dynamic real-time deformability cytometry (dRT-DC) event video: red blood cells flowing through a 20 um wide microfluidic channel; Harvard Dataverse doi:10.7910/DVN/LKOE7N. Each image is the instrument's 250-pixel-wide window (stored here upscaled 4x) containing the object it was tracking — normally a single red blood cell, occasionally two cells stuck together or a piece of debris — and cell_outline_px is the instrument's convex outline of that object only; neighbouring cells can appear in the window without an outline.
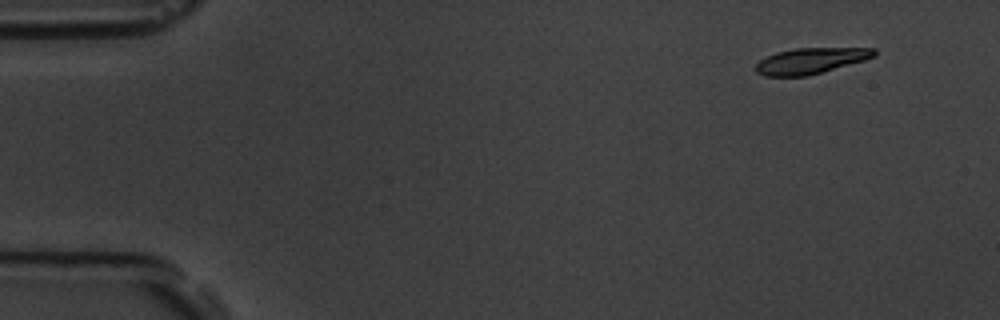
{"species": "common noctule bat (a hibernating species)", "species_latin": "Nyctalus noctula", "temperature_condition": "room temperature", "stored_images_in_passage": 6, "camera_frame_rate_fps": 3000, "um_per_image_px": 0.085, "animal": {"sex": "male", "body_mass_g": 19.5, "forearm_length_mm": 54.6}, "frame": {"image": 1, "passage_image": 1, "time_ms": 0.0, "image_size_px": [1000, 320], "cell_outline_px": [[876, 56], [864, 60], [808, 76], [764, 76], [756, 72], [756, 64], [760, 60], [776, 52], [796, 48], [876, 48]], "centroid_in_image_um": [68.91, 5.17], "position_along_channel_um": 16.1, "area_um2": 17.74}}
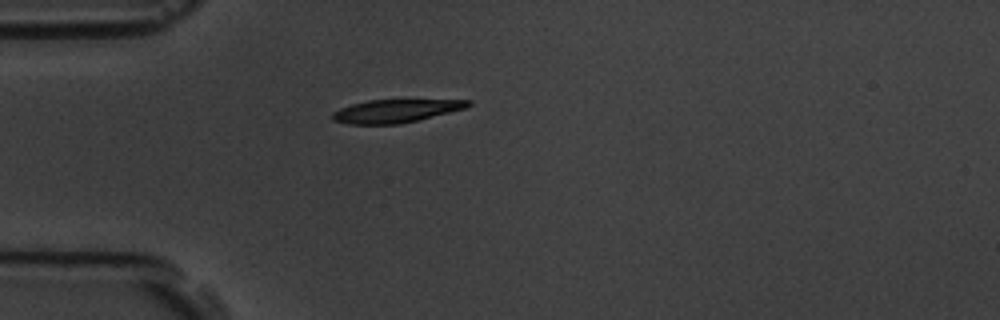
{"frame": {"image": 2, "passage_image": 4, "time_ms": 3.667, "image_size_px": [1000, 320], "cell_outline_px": [[472, 104], [468, 108], [400, 124], [348, 124], [332, 120], [332, 112], [340, 108], [352, 104], [368, 100], [472, 100]], "centroid_in_image_um": [33.65, 9.43], "position_along_channel_um": 51.4, "area_um2": 18.26}}
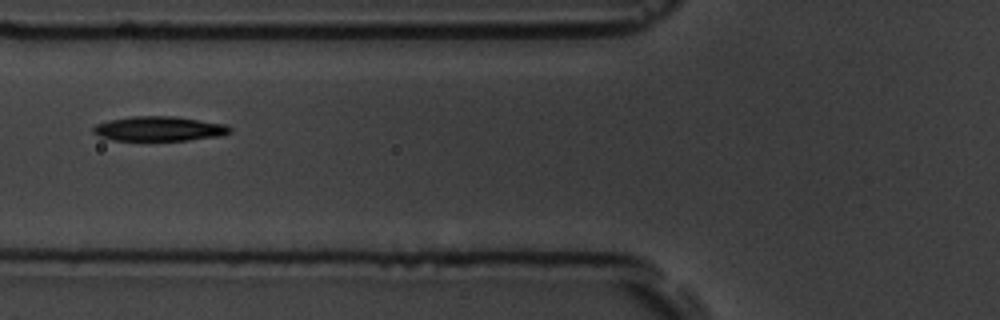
{"frame": {"image": 3, "passage_image": 6, "time_ms": 5.667, "image_size_px": [1000, 320], "cell_outline_px": [[232, 132], [220, 136], [188, 140], [112, 140], [100, 136], [92, 132], [92, 128], [96, 124], [108, 120], [132, 116], [176, 116], [228, 124], [232, 128]], "centroid_in_image_um": [13.56, 10.93], "position_along_channel_um": 112.2, "area_um2": 19.83}}